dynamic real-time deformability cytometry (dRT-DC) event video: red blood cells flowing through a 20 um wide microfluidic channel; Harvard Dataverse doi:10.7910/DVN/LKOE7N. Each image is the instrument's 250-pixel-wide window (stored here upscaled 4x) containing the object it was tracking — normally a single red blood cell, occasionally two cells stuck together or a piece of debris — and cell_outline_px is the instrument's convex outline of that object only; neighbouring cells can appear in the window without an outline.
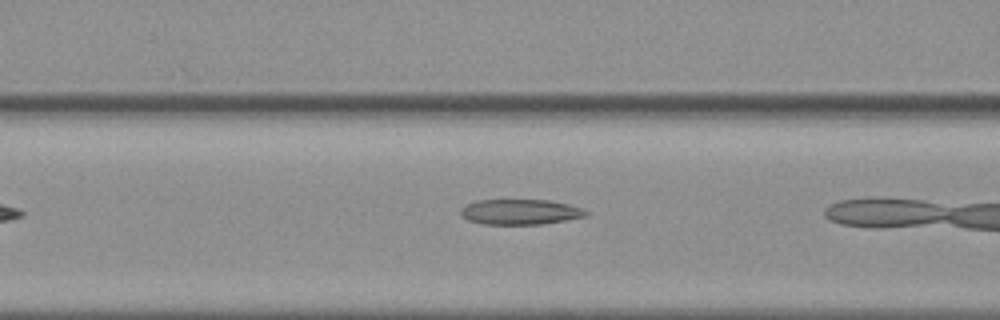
{"species": "common noctule bat (a hibernating species)", "species_latin": "Nyctalus noctula", "temperature_condition": "warm", "stored_images_in_passage": 17, "camera_frame_rate_fps": 3000, "um_per_image_px": 0.085, "animal": {"sex": "female", "body_mass_g": 19.3, "forearm_length_mm": 54.1}, "frame": {"image": 1, "passage_image": 5, "time_ms": 1.333, "image_size_px": [1000, 320], "cell_outline_px": [[588, 216], [540, 224], [480, 224], [468, 220], [460, 216], [460, 208], [464, 204], [476, 200], [548, 200], [568, 204], [580, 208], [588, 212]], "centroid_in_image_um": [44.14, 18.01], "position_along_channel_um": 122.5, "area_um2": 18.55}}
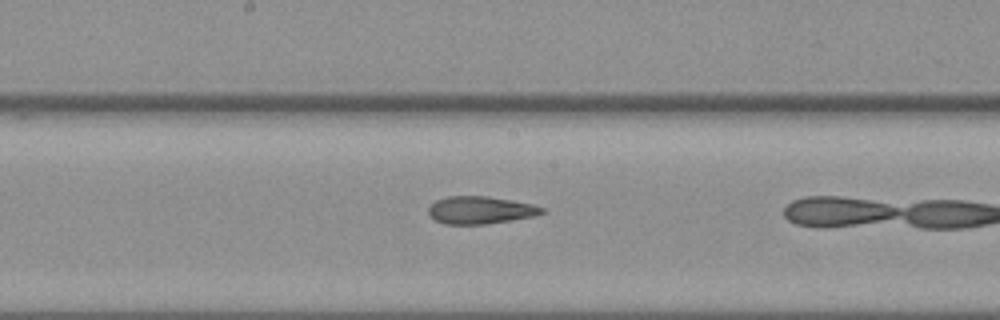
{"frame": {"image": 2, "passage_image": 12, "time_ms": 3.667, "image_size_px": [1000, 320], "cell_outline_px": [[544, 212], [532, 216], [484, 224], [444, 224], [436, 220], [428, 212], [428, 208], [436, 200], [448, 196], [488, 196], [512, 200], [532, 204], [544, 208]], "centroid_in_image_um": [40.8, 17.84], "position_along_channel_um": 207.4, "area_um2": 17.92}}
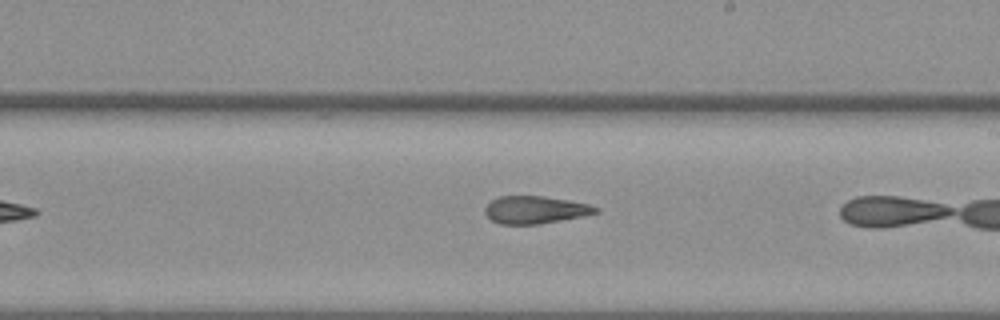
{"frame": {"image": 3, "passage_image": 15, "time_ms": 4.667, "image_size_px": [1000, 320], "cell_outline_px": [[600, 212], [584, 216], [536, 224], [500, 224], [492, 220], [484, 212], [484, 208], [492, 200], [500, 196], [544, 196], [568, 200], [588, 204], [600, 208]], "centroid_in_image_um": [45.51, 17.83], "position_along_channel_um": 243.5, "area_um2": 17.69}}